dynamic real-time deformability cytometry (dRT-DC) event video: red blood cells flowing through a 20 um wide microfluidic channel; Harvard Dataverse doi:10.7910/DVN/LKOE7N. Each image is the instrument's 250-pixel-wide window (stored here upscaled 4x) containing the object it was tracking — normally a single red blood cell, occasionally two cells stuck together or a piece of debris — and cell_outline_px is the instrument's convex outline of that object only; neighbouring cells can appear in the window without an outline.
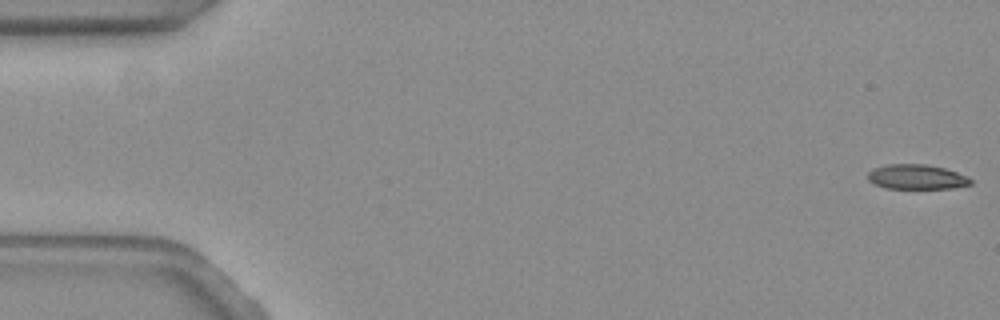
{"species": "common noctule bat (a hibernating species)", "species_latin": "Nyctalus noctula", "temperature_condition": "warm", "stored_images_in_passage": 56, "camera_frame_rate_fps": 3000, "um_per_image_px": 0.085, "animal": {"sex": "female", "body_mass_g": 19.3, "forearm_length_mm": 54.1}, "frame": {"image": 1, "passage_image": 1, "time_ms": 0.0, "image_size_px": [1000, 320], "cell_outline_px": [[972, 184], [952, 188], [884, 188], [868, 180], [868, 172], [876, 168], [888, 164], [924, 164], [944, 168], [956, 172], [972, 180]], "centroid_in_image_um": [77.9, 15.04], "position_along_channel_um": 7.1, "area_um2": 14.57}}
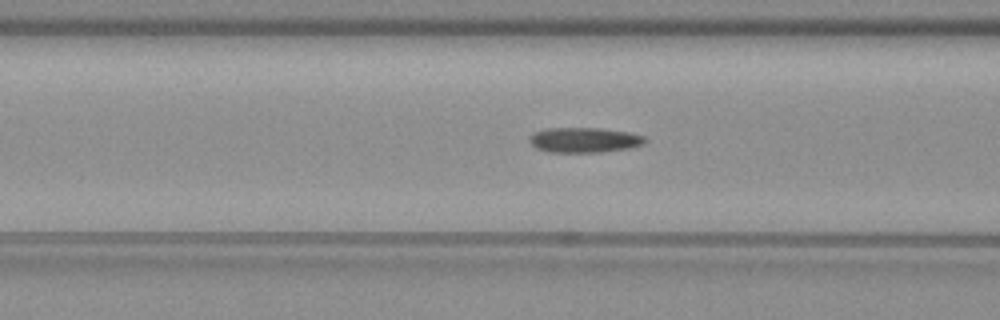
{"frame": {"image": 2, "passage_image": 22, "time_ms": 7.0, "image_size_px": [1000, 320], "cell_outline_px": [[648, 140], [644, 144], [628, 148], [600, 152], [548, 152], [536, 148], [532, 144], [532, 136], [536, 132], [548, 128], [600, 128], [628, 132], [644, 136]], "centroid_in_image_um": [49.72, 11.9], "position_along_channel_um": 116.9, "area_um2": 16.65}}
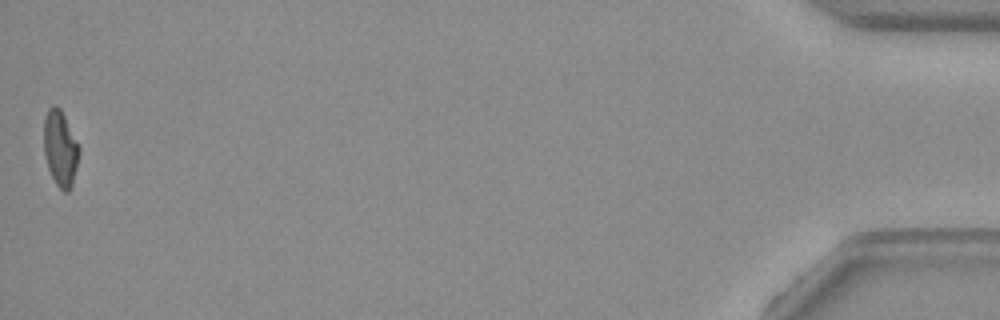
{"frame": {"image": 3, "passage_image": 56, "time_ms": 18.333, "image_size_px": [1000, 320], "cell_outline_px": [[80, 152], [72, 188], [68, 192], [64, 192], [56, 184], [48, 168], [44, 156], [44, 120], [48, 108], [52, 104], [56, 104], [60, 108], [80, 148]], "centroid_in_image_um": [5.12, 12.63], "position_along_channel_um": 430.1, "area_um2": 15.66}, "authors_computed_cell_mechanics": {"area_um2": 16.0106, "velocity_mm_per_s": 3.6777, "shape_relaxation_time_tau1_ms": null, "shape_relaxation_time_tau2_ms": 5.2545, "deformation_change_tau1": null, "deformation_change_tau2": 0.1276}}